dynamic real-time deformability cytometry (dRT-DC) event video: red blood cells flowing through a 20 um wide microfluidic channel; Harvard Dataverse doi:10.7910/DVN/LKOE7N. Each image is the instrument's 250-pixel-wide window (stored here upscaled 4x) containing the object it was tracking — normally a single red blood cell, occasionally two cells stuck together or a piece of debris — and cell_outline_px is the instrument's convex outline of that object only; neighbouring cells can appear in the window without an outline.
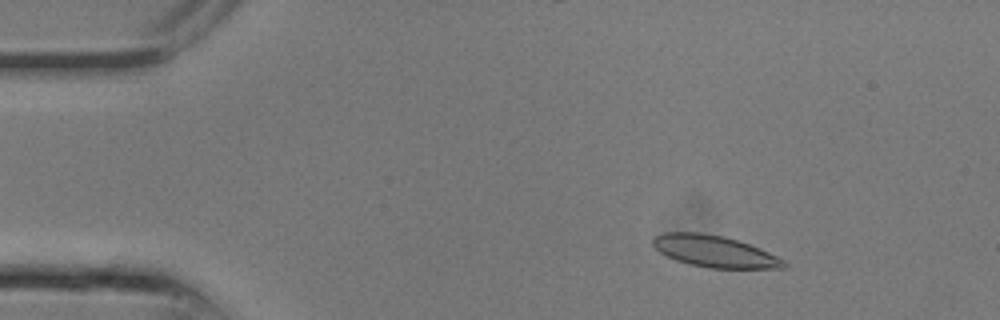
{"species": "common noctule bat (a hibernating species)", "species_latin": "Nyctalus noctula", "temperature_condition": "room temperature", "stored_images_in_passage": 15, "camera_frame_rate_fps": 3000, "um_per_image_px": 0.085, "animal": {"sex": "male", "body_mass_g": 13.3}, "frame": {"image": 1, "passage_image": 4, "time_ms": 1.0, "image_size_px": [1000, 320], "cell_outline_px": [[788, 264], [784, 268], [708, 268], [688, 264], [676, 260], [660, 252], [652, 244], [652, 236], [664, 232], [700, 232], [724, 236], [760, 248], [784, 260]], "centroid_in_image_um": [60.7, 21.36], "position_along_channel_um": 24.3, "area_um2": 24.16}}
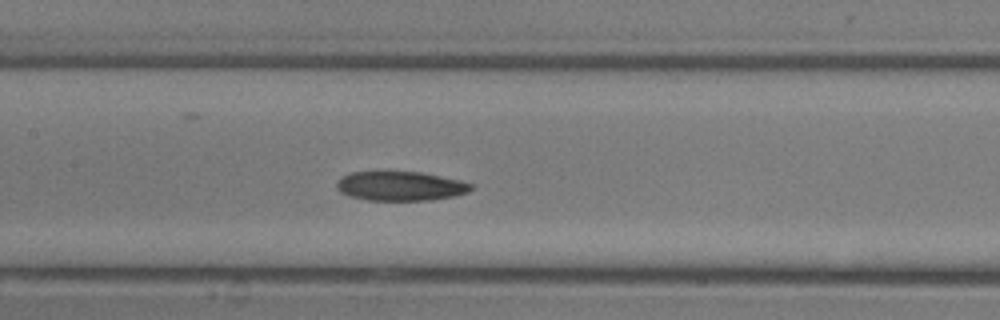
{"frame": {"image": 2, "passage_image": 12, "time_ms": 3.667, "image_size_px": [1000, 320], "cell_outline_px": [[472, 188], [468, 192], [456, 196], [428, 200], [368, 200], [352, 196], [340, 192], [336, 184], [340, 176], [352, 172], [420, 172], [460, 180], [472, 184]], "centroid_in_image_um": [34.04, 15.81], "position_along_channel_um": 173.4, "area_um2": 22.77}}
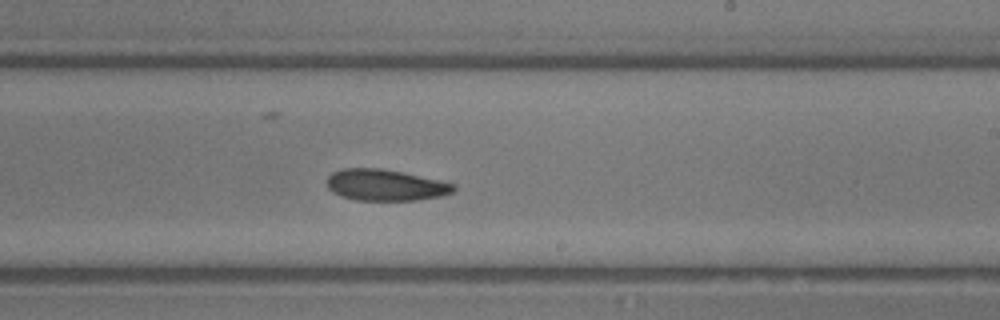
{"frame": {"image": 3, "passage_image": 15, "time_ms": 4.667, "image_size_px": [1000, 320], "cell_outline_px": [[456, 188], [452, 192], [440, 196], [420, 200], [356, 200], [340, 196], [332, 192], [328, 188], [328, 176], [332, 172], [344, 168], [380, 168], [404, 172], [456, 184]], "centroid_in_image_um": [32.76, 15.73], "position_along_channel_um": 256.2, "area_um2": 23.18}}